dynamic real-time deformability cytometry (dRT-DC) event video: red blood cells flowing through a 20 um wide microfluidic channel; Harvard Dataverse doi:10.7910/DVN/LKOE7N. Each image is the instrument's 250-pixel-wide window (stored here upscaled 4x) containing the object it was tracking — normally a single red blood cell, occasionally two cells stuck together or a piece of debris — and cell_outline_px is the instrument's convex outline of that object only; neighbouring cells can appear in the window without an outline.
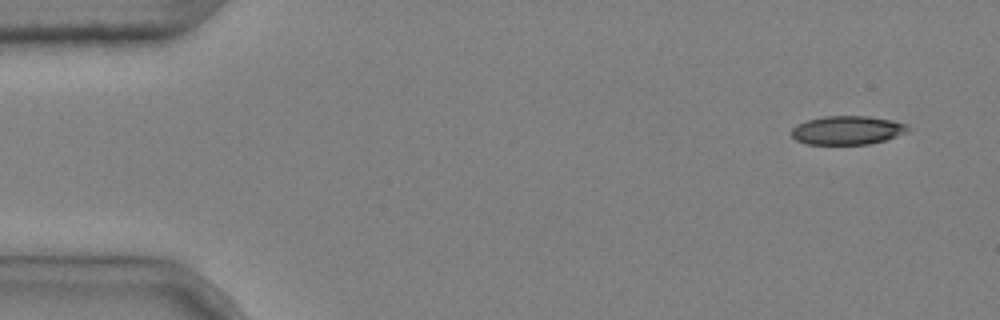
{"species": "common noctule bat (a hibernating species)", "species_latin": "Nyctalus noctula", "temperature_condition": "cold", "stored_images_in_passage": 8, "camera_frame_rate_fps": 3000, "um_per_image_px": 0.085, "animal": {"sex": "male", "body_mass_g": 20.4}, "frame": {"image": 1, "passage_image": 1, "time_ms": 0.0, "image_size_px": [1000, 320], "cell_outline_px": [[912, 132], [884, 140], [868, 144], [808, 144], [796, 140], [792, 136], [792, 128], [796, 124], [808, 120], [824, 116], [868, 116], [892, 120], [908, 124], [912, 128]], "centroid_in_image_um": [72.1, 11.06], "position_along_channel_um": 12.9, "area_um2": 19.71}}
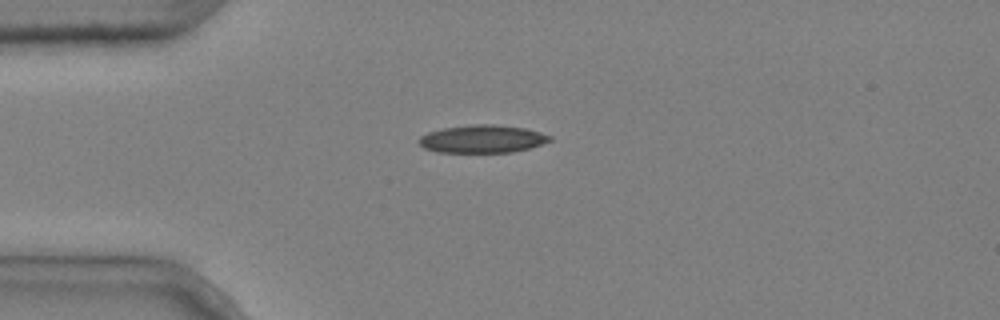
{"frame": {"image": 2, "passage_image": 3, "time_ms": 0.667, "image_size_px": [1000, 320], "cell_outline_px": [[552, 140], [528, 148], [512, 152], [436, 152], [424, 148], [416, 140], [420, 136], [428, 132], [444, 128], [472, 124], [492, 124], [524, 128], [540, 132], [552, 136]], "centroid_in_image_um": [40.97, 11.81], "position_along_channel_um": 44.0, "area_um2": 21.15}}
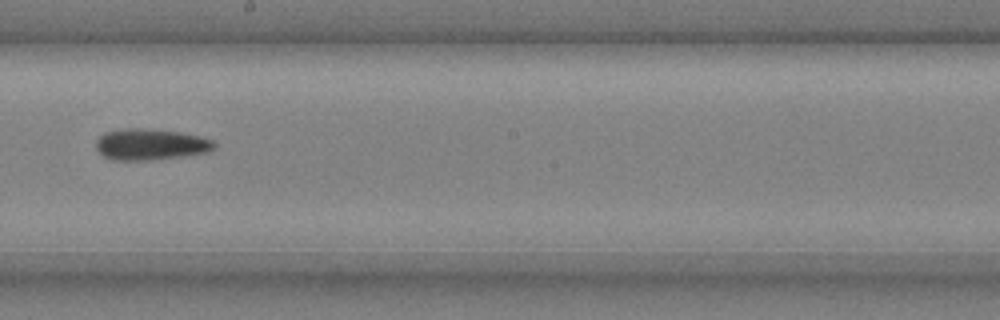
{"frame": {"image": 3, "passage_image": 8, "time_ms": 2.333, "image_size_px": [1000, 320], "cell_outline_px": [[216, 148], [208, 152], [184, 156], [152, 160], [112, 160], [104, 156], [96, 148], [96, 140], [104, 132], [124, 128], [144, 128], [180, 132], [200, 136], [212, 140], [216, 144]], "centroid_in_image_um": [12.8, 12.27], "position_along_channel_um": 235.4, "area_um2": 21.68}}